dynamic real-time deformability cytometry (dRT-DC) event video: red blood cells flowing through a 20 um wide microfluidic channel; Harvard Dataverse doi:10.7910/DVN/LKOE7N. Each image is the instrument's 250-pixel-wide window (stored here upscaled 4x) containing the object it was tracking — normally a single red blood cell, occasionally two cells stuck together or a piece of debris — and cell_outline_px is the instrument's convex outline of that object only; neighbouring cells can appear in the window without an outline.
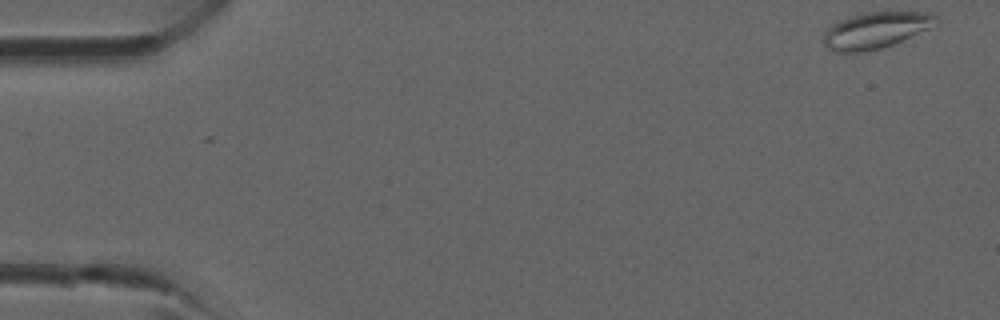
{"species": "common noctule bat (a hibernating species)", "species_latin": "Nyctalus noctula", "temperature_condition": "room temperature", "stored_images_in_passage": 39, "camera_frame_rate_fps": 3000, "um_per_image_px": 0.085, "animal": {"sex": "male", "forearm_length_mm": 52.5}, "frame": {"image": 1, "passage_image": 1, "time_ms": 0.0, "image_size_px": [1000, 320], "cell_outline_px": [[940, 20], [928, 28], [892, 44], [880, 48], [860, 52], [836, 52], [828, 48], [824, 44], [824, 32], [832, 24], [852, 16], [868, 12], [932, 12]], "centroid_in_image_um": [74.43, 2.56], "position_along_channel_um": 10.6, "area_um2": 23.29}}
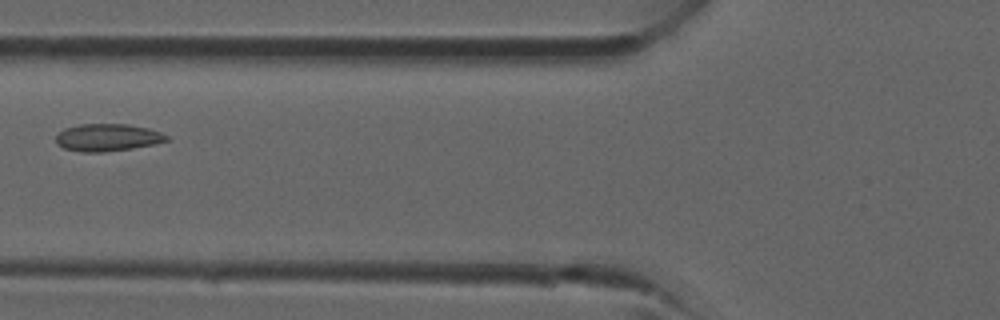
{"frame": {"image": 2, "passage_image": 15, "time_ms": 4.667, "image_size_px": [1000, 320], "cell_outline_px": [[168, 140], [152, 144], [132, 148], [104, 152], [80, 152], [64, 148], [56, 144], [56, 136], [64, 128], [80, 124], [128, 124], [148, 128], [160, 132], [168, 136]], "centroid_in_image_um": [9.1, 11.68], "position_along_channel_um": 116.7, "area_um2": 17.57}}
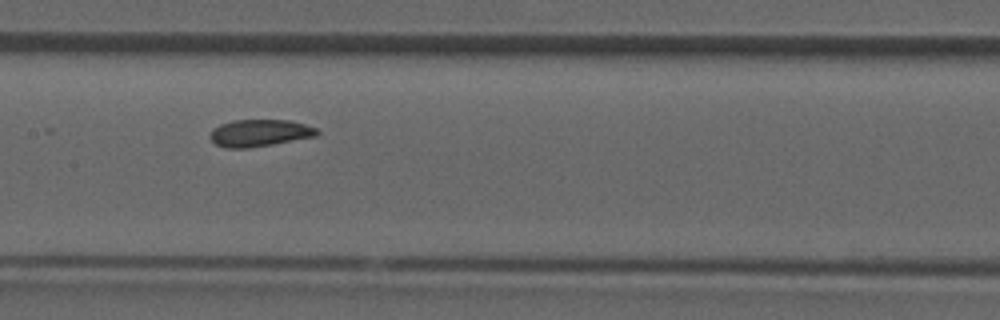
{"frame": {"image": 3, "passage_image": 19, "time_ms": 6.0, "image_size_px": [1000, 320], "cell_outline_px": [[320, 132], [316, 136], [272, 144], [248, 148], [224, 148], [216, 144], [208, 136], [212, 128], [220, 124], [232, 120], [288, 120], [304, 124], [316, 128]], "centroid_in_image_um": [22.02, 11.3], "position_along_channel_um": 185.4, "area_um2": 16.88}}